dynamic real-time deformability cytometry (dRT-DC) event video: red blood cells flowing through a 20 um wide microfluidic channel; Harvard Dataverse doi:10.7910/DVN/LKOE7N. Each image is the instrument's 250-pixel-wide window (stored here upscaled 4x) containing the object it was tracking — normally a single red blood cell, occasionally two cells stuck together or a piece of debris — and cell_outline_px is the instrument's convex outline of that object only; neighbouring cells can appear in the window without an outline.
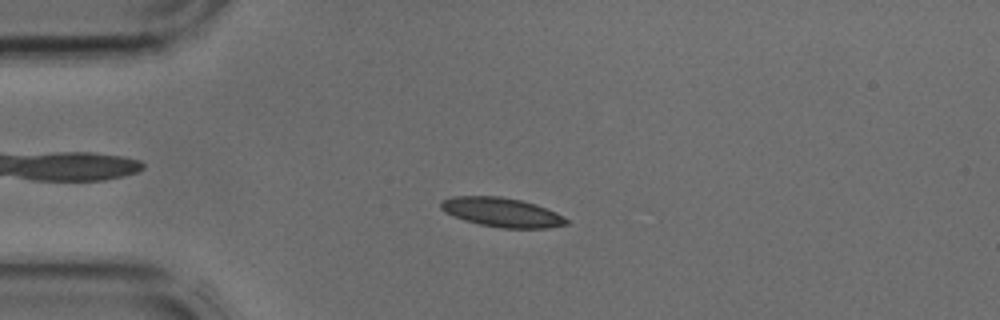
{"species": "common noctule bat (a hibernating species)", "species_latin": "Nyctalus noctula", "temperature_condition": "cold", "stored_images_in_passage": 42, "camera_frame_rate_fps": 3000, "um_per_image_px": 0.085, "animal": {"sex": "male", "body_mass_g": 17.9, "forearm_length_mm": 54.2}, "frame": {"image": 1, "passage_image": 10, "time_ms": 3.0, "image_size_px": [1000, 320], "cell_outline_px": [[568, 224], [548, 228], [500, 228], [480, 224], [464, 220], [452, 216], [444, 212], [440, 208], [440, 200], [452, 196], [500, 196], [520, 200], [536, 204], [556, 212], [564, 216], [568, 220]], "centroid_in_image_um": [42.63, 18.04], "position_along_channel_um": 42.4, "area_um2": 21.56}}
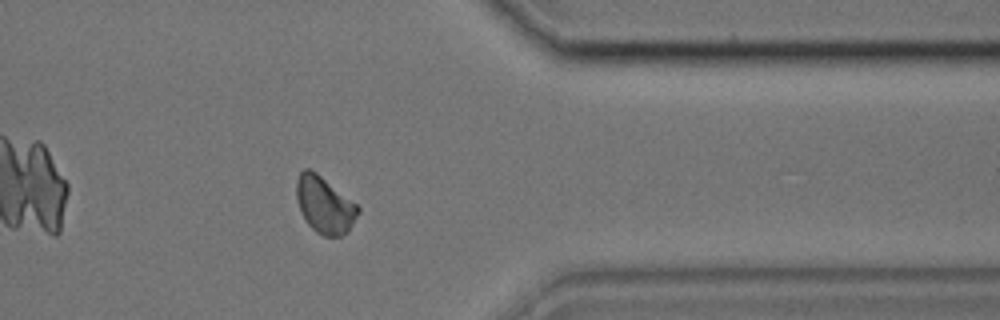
{"frame": {"image": 2, "passage_image": 34, "time_ms": 11.0, "image_size_px": [1000, 320], "cell_outline_px": [[360, 212], [348, 232], [340, 236], [324, 236], [316, 232], [304, 220], [300, 212], [296, 196], [296, 180], [300, 172], [304, 168], [308, 168], [316, 172], [360, 204]], "centroid_in_image_um": [27.61, 17.41], "position_along_channel_um": 383.8, "area_um2": 20.87}}
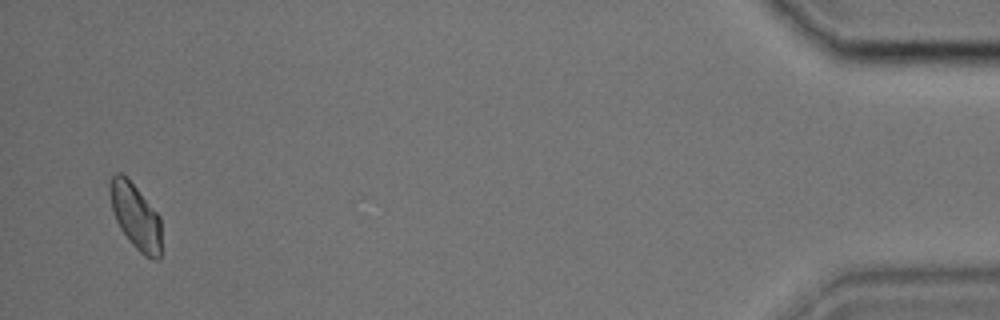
{"frame": {"image": 3, "passage_image": 41, "time_ms": 13.333, "image_size_px": [1000, 320], "cell_outline_px": [[160, 260], [156, 260], [144, 256], [132, 244], [120, 228], [116, 220], [112, 208], [108, 192], [108, 184], [112, 176], [116, 172], [120, 172], [136, 188], [160, 216]], "centroid_in_image_um": [11.5, 18.39], "position_along_channel_um": 423.7, "area_um2": 19.42}}